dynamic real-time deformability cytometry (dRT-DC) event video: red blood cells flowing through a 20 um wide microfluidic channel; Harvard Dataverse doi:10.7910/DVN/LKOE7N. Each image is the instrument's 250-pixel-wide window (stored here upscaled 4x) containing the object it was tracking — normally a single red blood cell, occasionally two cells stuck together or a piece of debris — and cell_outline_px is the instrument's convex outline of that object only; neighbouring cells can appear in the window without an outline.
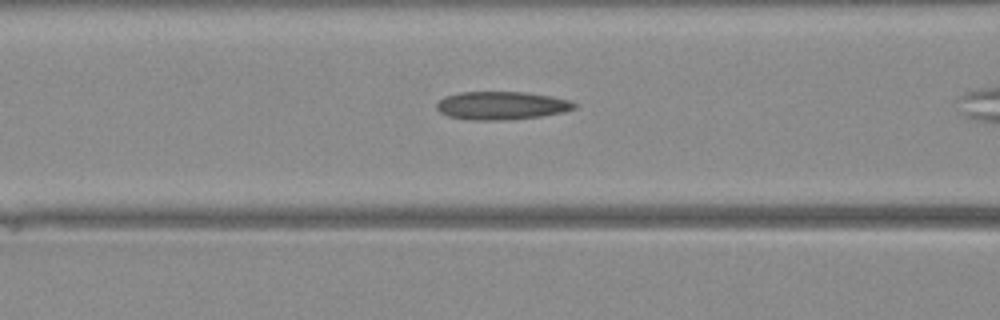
{"species": "Egyptian fruit bat (a non-hibernating species)", "species_latin": "Rousettus aegyptiacus", "temperature_condition": "warm", "stored_images_in_passage": 29, "segment_of_instrument_passage": [1, 2], "camera_frame_rate_fps": 3000, "um_per_image_px": 0.085, "animal": {"sex": "female"}, "frame": {"image": 1, "passage_image": 12, "time_ms": 3.667, "image_size_px": [1000, 320], "cell_outline_px": [[576, 108], [564, 112], [540, 116], [500, 120], [476, 120], [448, 116], [440, 112], [436, 108], [436, 104], [444, 96], [460, 92], [524, 92], [552, 96], [568, 100], [576, 104]], "centroid_in_image_um": [42.62, 8.96], "position_along_channel_um": 124.0, "area_um2": 22.43}}
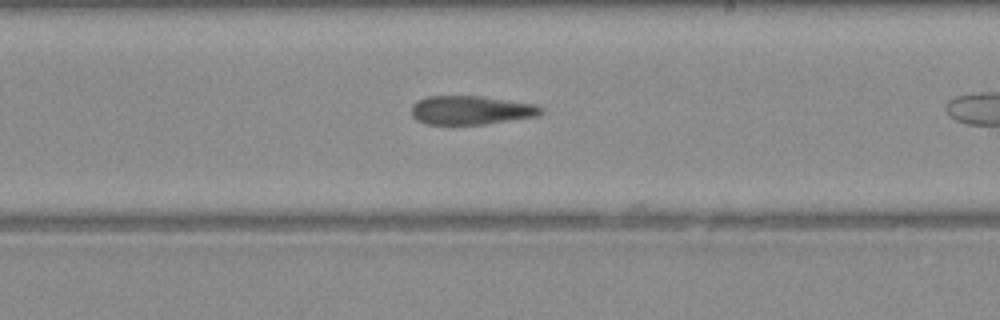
{"frame": {"image": 2, "passage_image": 20, "time_ms": 6.333, "image_size_px": [1000, 320], "cell_outline_px": [[544, 112], [536, 116], [484, 124], [428, 124], [416, 120], [412, 116], [412, 104], [416, 100], [428, 96], [484, 96], [536, 104], [544, 108]], "centroid_in_image_um": [40.04, 9.35], "position_along_channel_um": 249.0, "area_um2": 21.85}}
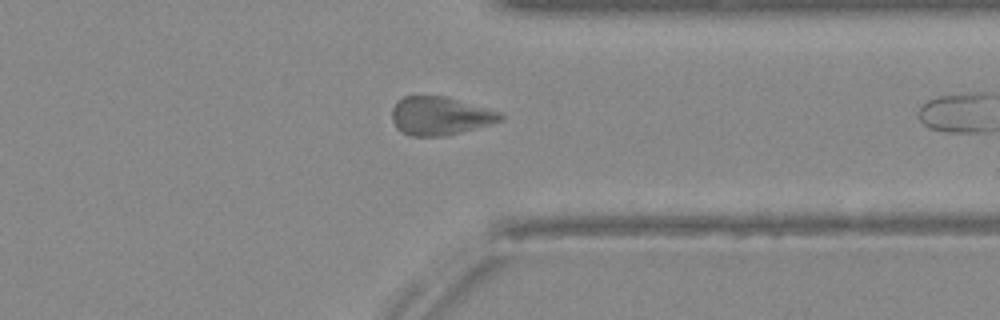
{"frame": {"image": 3, "passage_image": 28, "time_ms": 9.0, "image_size_px": [1000, 320], "cell_outline_px": [[504, 120], [448, 136], [412, 136], [396, 128], [392, 120], [392, 108], [404, 96], [444, 96], [504, 112]], "centroid_in_image_um": [37.46, 9.86], "position_along_channel_um": 373.9, "area_um2": 24.33}}